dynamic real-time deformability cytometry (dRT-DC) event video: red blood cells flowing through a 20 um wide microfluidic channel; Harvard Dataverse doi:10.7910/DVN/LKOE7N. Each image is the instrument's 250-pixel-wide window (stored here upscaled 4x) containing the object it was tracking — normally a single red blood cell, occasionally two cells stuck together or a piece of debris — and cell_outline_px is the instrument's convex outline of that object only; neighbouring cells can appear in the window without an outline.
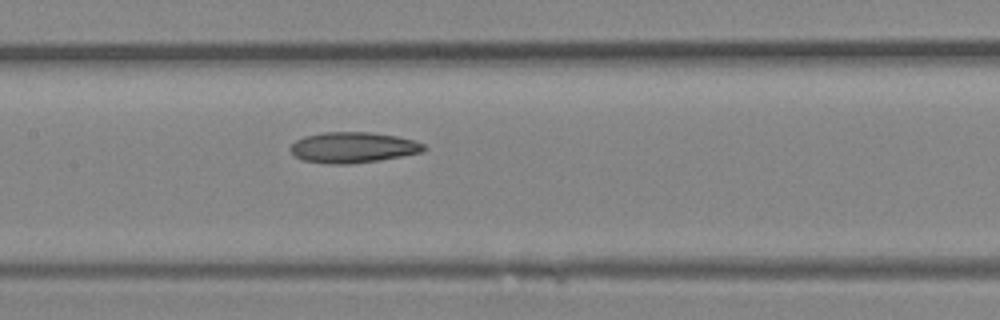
{"species": "Egyptian fruit bat (a non-hibernating species)", "species_latin": "Rousettus aegyptiacus", "temperature_condition": "room temperature", "stored_images_in_passage": 17, "camera_frame_rate_fps": 3000, "um_per_image_px": 0.085, "animal": {"sex": "female"}, "frame": {"image": 1, "passage_image": 15, "time_ms": 4.667, "image_size_px": [1000, 320], "cell_outline_px": [[428, 148], [424, 152], [380, 160], [348, 164], [324, 164], [304, 160], [292, 156], [288, 148], [296, 140], [304, 136], [324, 132], [368, 132], [396, 136], [416, 140], [424, 144]], "centroid_in_image_um": [30.0, 12.54], "position_along_channel_um": 177.4, "area_um2": 24.22}}
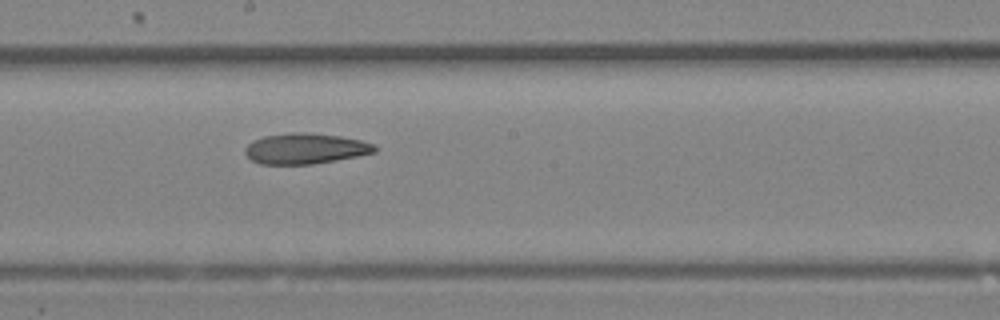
{"frame": {"image": 2, "passage_image": 17, "time_ms": 5.333, "image_size_px": [1000, 320], "cell_outline_px": [[376, 152], [336, 160], [312, 164], [260, 164], [252, 160], [244, 152], [244, 148], [252, 140], [264, 136], [292, 132], [308, 132], [340, 136], [360, 140], [376, 144]], "centroid_in_image_um": [25.94, 12.62], "position_along_channel_um": 222.3, "area_um2": 23.18}}